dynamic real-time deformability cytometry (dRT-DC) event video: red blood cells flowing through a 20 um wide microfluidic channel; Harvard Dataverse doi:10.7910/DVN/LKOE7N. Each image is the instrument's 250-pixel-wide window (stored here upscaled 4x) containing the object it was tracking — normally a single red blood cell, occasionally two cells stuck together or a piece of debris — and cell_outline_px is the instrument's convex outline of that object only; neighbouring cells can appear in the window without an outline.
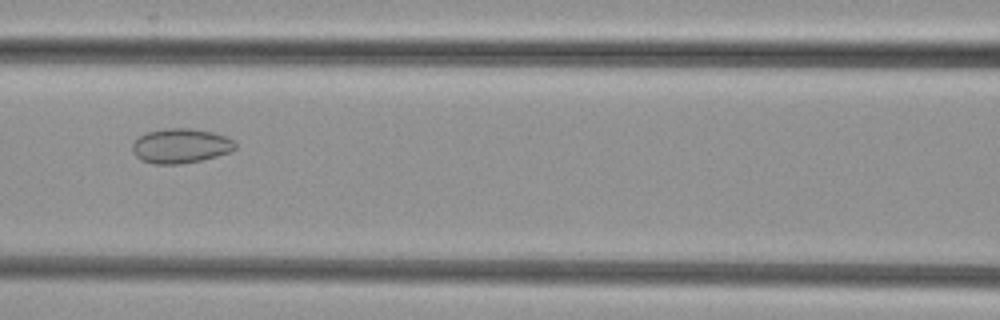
{"species": "common noctule bat (a hibernating species)", "species_latin": "Nyctalus noctula", "temperature_condition": "cold", "stored_images_in_passage": 8, "camera_frame_rate_fps": 3000, "um_per_image_px": 0.085, "animal": {"sex": "female", "body_mass_g": 29.2, "forearm_length_mm": 56.3}, "frame": {"image": 1, "passage_image": 6, "time_ms": 1.667, "image_size_px": [1000, 320], "cell_outline_px": [[236, 148], [232, 152], [200, 160], [180, 164], [152, 164], [140, 160], [132, 152], [132, 144], [140, 136], [148, 132], [164, 128], [188, 128], [212, 132], [224, 136], [232, 140], [236, 144]], "centroid_in_image_um": [15.34, 12.41], "position_along_channel_um": 151.3, "area_um2": 20.75}}
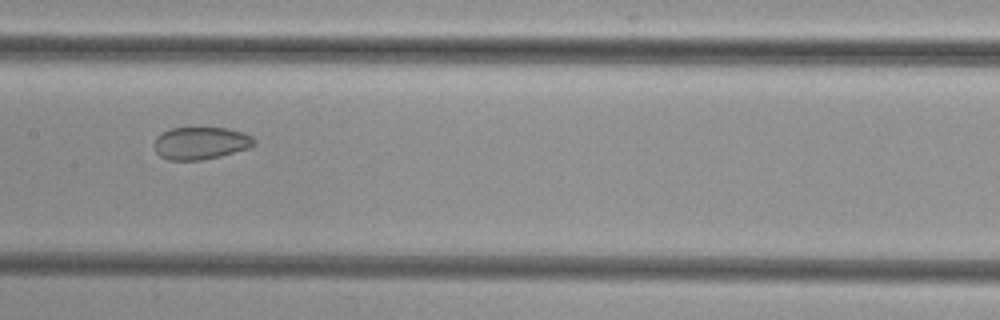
{"frame": {"image": 2, "passage_image": 7, "time_ms": 2.0, "image_size_px": [1000, 320], "cell_outline_px": [[256, 144], [252, 148], [220, 156], [200, 160], [168, 160], [160, 156], [156, 152], [156, 136], [172, 128], [228, 128], [252, 136], [256, 140]], "centroid_in_image_um": [17.11, 12.17], "position_along_channel_um": 190.3, "area_um2": 18.84}}
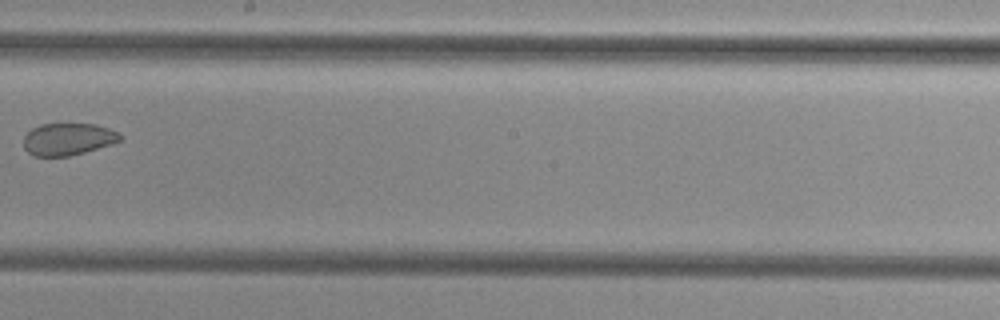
{"frame": {"image": 3, "passage_image": 8, "time_ms": 2.333, "image_size_px": [1000, 320], "cell_outline_px": [[124, 136], [120, 140], [112, 144], [84, 152], [68, 156], [32, 156], [24, 148], [24, 136], [32, 128], [40, 124], [92, 124], [108, 128], [120, 132]], "centroid_in_image_um": [5.79, 11.83], "position_along_channel_um": 242.4, "area_um2": 18.09}}